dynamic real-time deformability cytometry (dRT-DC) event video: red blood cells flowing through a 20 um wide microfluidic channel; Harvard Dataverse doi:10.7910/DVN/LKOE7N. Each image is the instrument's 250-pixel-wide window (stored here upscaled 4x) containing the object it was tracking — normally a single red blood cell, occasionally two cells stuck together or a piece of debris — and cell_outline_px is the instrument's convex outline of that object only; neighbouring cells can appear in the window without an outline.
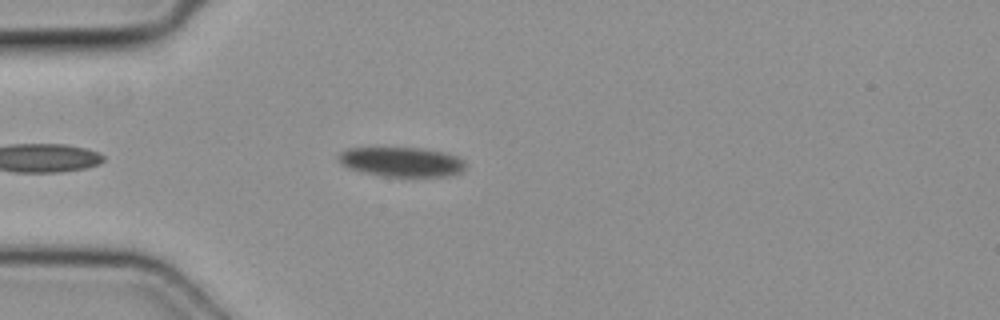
{"species": "common noctule bat (a hibernating species)", "species_latin": "Nyctalus noctula", "temperature_condition": "cold", "stored_images_in_passage": 7, "camera_frame_rate_fps": 3000, "um_per_image_px": 0.085, "animal": {"sex": "female", "body_mass_g": 19.3, "forearm_length_mm": 54.1}, "frame": {"image": 1, "passage_image": 6, "time_ms": 1.667, "image_size_px": [1000, 320], "cell_outline_px": [[464, 168], [460, 172], [452, 176], [384, 176], [360, 172], [348, 168], [340, 164], [336, 160], [336, 156], [340, 152], [348, 148], [420, 148], [444, 152], [456, 156], [464, 160]], "centroid_in_image_um": [34.07, 13.76], "position_along_channel_um": 50.9, "area_um2": 22.02}}